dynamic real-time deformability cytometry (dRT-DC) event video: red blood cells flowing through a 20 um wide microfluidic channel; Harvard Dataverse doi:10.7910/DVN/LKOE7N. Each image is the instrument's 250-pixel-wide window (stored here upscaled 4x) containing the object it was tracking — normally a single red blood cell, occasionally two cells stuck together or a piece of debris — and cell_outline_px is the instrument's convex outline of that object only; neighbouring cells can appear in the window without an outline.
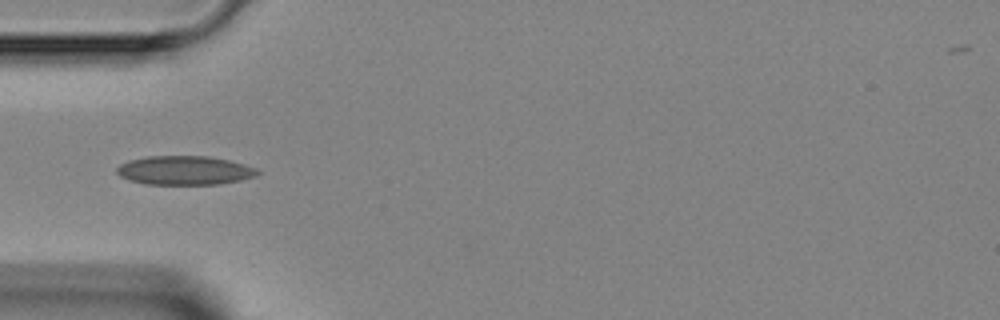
{"species": "Egyptian fruit bat (a non-hibernating species)", "species_latin": "Rousettus aegyptiacus", "temperature_condition": "room temperature", "stored_images_in_passage": 4, "camera_frame_rate_fps": 3000, "um_per_image_px": 0.085, "animal": {"sex": "female"}, "frame": {"image": 1, "passage_image": 4, "time_ms": 3.667, "image_size_px": [1000, 320], "cell_outline_px": [[264, 172], [256, 176], [240, 180], [220, 184], [144, 184], [128, 180], [120, 176], [116, 172], [116, 168], [120, 164], [128, 160], [148, 156], [208, 156], [228, 160], [244, 164], [256, 168]], "centroid_in_image_um": [15.7, 14.48], "position_along_channel_um": 69.3, "area_um2": 23.93}}